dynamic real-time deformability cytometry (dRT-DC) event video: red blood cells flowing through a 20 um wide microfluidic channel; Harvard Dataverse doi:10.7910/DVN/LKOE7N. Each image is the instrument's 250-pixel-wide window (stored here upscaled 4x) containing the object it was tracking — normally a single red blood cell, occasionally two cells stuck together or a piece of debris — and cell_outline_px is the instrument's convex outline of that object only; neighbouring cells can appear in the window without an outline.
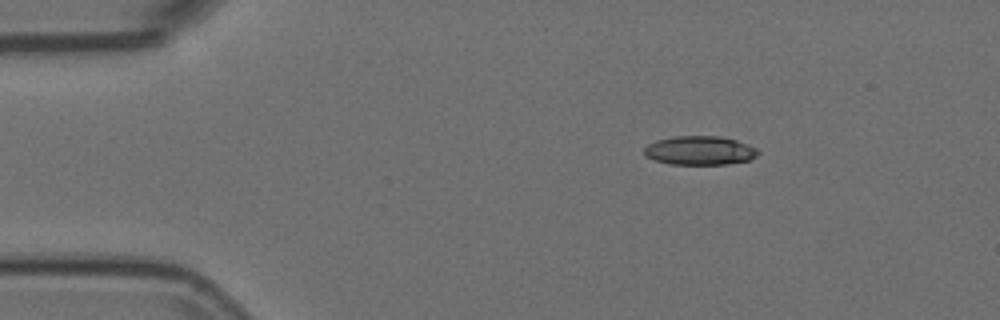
{"species": "Egyptian fruit bat (a non-hibernating species)", "species_latin": "Rousettus aegyptiacus", "temperature_condition": "room temperature", "stored_images_in_passage": 47, "camera_frame_rate_fps": 3000, "um_per_image_px": 0.085, "animal": {"sex": "female"}, "frame": {"image": 1, "passage_image": 1, "time_ms": 0.0, "image_size_px": [1000, 320], "cell_outline_px": [[760, 152], [756, 156], [748, 160], [728, 164], [668, 164], [644, 156], [644, 148], [648, 144], [656, 140], [676, 136], [716, 136], [736, 140], [748, 144], [756, 148]], "centroid_in_image_um": [59.47, 12.79], "position_along_channel_um": 25.5, "area_um2": 19.13}}
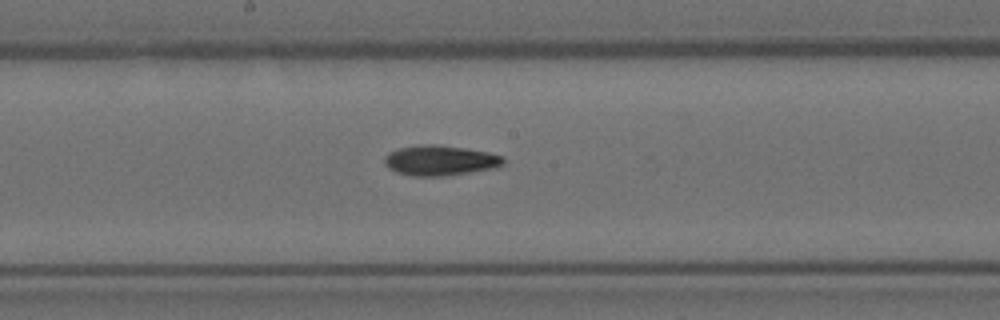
{"frame": {"image": 2, "passage_image": 21, "time_ms": 6.667, "image_size_px": [1000, 320], "cell_outline_px": [[504, 164], [496, 168], [444, 176], [412, 176], [396, 172], [388, 168], [384, 164], [384, 156], [388, 152], [400, 148], [424, 144], [432, 144], [464, 148], [488, 152], [504, 156]], "centroid_in_image_um": [37.4, 13.64], "position_along_channel_um": 210.8, "area_um2": 20.98}}
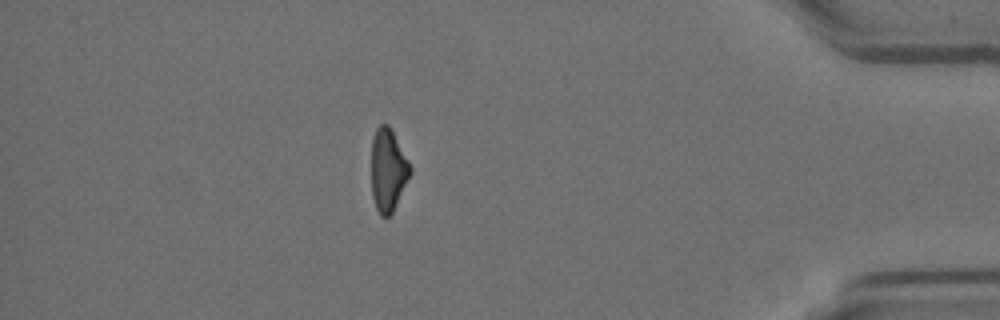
{"frame": {"image": 3, "passage_image": 40, "time_ms": 13.0, "image_size_px": [1000, 320], "cell_outline_px": [[412, 172], [392, 212], [388, 216], [380, 216], [376, 208], [372, 196], [372, 136], [376, 128], [380, 124], [388, 124], [412, 168]], "centroid_in_image_um": [32.97, 14.45], "position_along_channel_um": 402.2, "area_um2": 18.44}}